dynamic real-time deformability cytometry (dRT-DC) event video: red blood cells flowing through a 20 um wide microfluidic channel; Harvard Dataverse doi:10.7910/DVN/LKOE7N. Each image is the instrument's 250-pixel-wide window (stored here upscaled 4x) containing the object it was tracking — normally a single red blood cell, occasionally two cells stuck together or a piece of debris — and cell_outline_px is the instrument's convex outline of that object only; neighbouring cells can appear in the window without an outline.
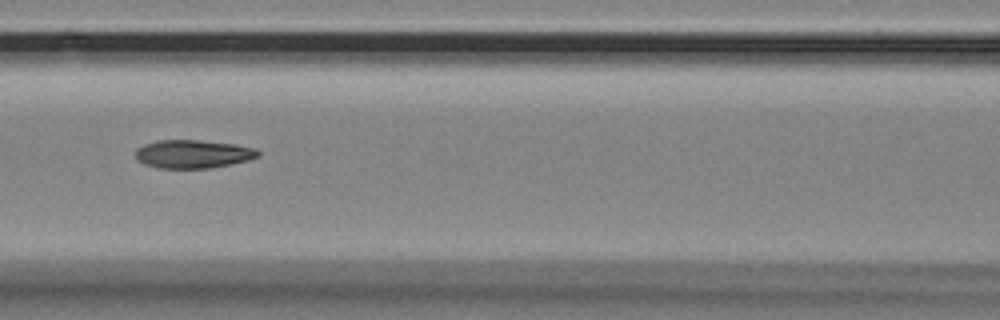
{"species": "Egyptian fruit bat (a non-hibernating species)", "species_latin": "Rousettus aegyptiacus", "temperature_condition": "room temperature", "stored_images_in_passage": 9, "camera_frame_rate_fps": 3000, "um_per_image_px": 0.085, "animal": {"sex": "female"}, "frame": {"image": 1, "passage_image": 6, "time_ms": 1.667, "image_size_px": [1000, 320], "cell_outline_px": [[260, 156], [248, 160], [232, 164], [212, 168], [156, 168], [144, 164], [136, 160], [136, 148], [144, 144], [156, 140], [200, 140], [236, 144], [256, 148], [260, 152]], "centroid_in_image_um": [16.41, 13.09], "position_along_channel_um": 150.2, "area_um2": 20.52}}
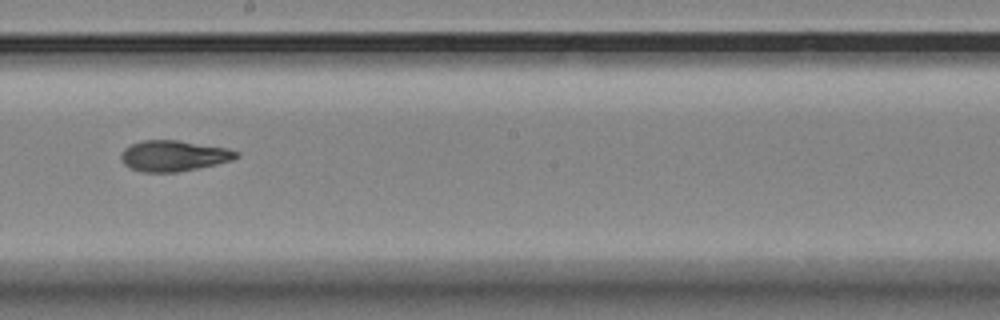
{"frame": {"image": 2, "passage_image": 8, "time_ms": 2.333, "image_size_px": [1000, 320], "cell_outline_px": [[240, 156], [232, 160], [216, 164], [176, 172], [140, 172], [124, 164], [120, 160], [120, 152], [124, 148], [132, 144], [144, 140], [176, 140], [228, 148], [240, 152]], "centroid_in_image_um": [14.75, 13.24], "position_along_channel_um": 233.4, "area_um2": 20.69}}
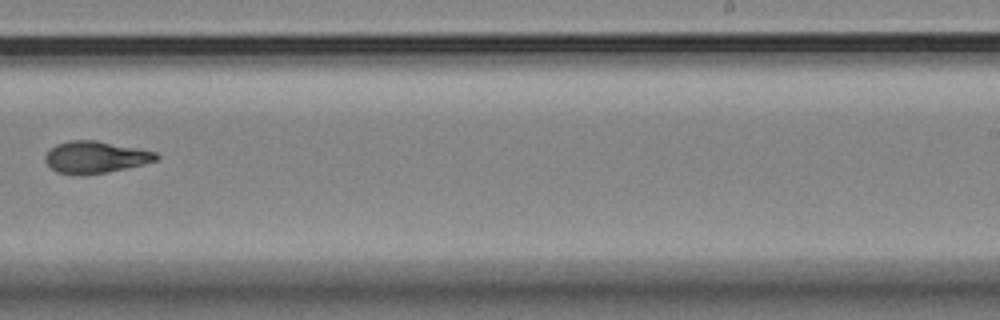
{"frame": {"image": 3, "passage_image": 9, "time_ms": 2.667, "image_size_px": [1000, 320], "cell_outline_px": [[160, 156], [156, 160], [128, 168], [108, 172], [76, 176], [56, 172], [44, 160], [44, 156], [56, 144], [68, 140], [96, 140], [156, 152]], "centroid_in_image_um": [8.08, 13.37], "position_along_channel_um": 280.9, "area_um2": 20.69}}